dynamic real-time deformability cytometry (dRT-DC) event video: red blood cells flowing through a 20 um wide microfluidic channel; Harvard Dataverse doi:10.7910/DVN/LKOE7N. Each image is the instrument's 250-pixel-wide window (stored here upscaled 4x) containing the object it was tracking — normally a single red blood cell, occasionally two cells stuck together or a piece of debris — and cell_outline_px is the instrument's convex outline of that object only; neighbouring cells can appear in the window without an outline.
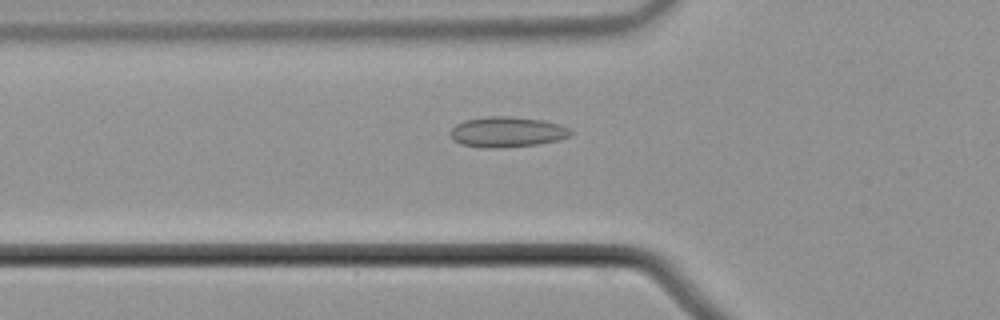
{"species": "common noctule bat (a hibernating species)", "species_latin": "Nyctalus noctula", "temperature_condition": "cold", "stored_images_in_passage": 47, "camera_frame_rate_fps": 3000, "um_per_image_px": 0.085, "animal": {"sex": "male", "body_mass_g": 21.5, "forearm_length_mm": 52.0}, "frame": {"image": 1, "passage_image": 11, "time_ms": 3.333, "image_size_px": [1000, 320], "cell_outline_px": [[572, 136], [556, 140], [536, 144], [500, 148], [488, 148], [460, 144], [452, 140], [448, 132], [456, 124], [464, 120], [488, 116], [512, 116], [544, 120], [568, 128], [572, 132]], "centroid_in_image_um": [43.04, 11.21], "position_along_channel_um": 82.8, "area_um2": 21.39}}
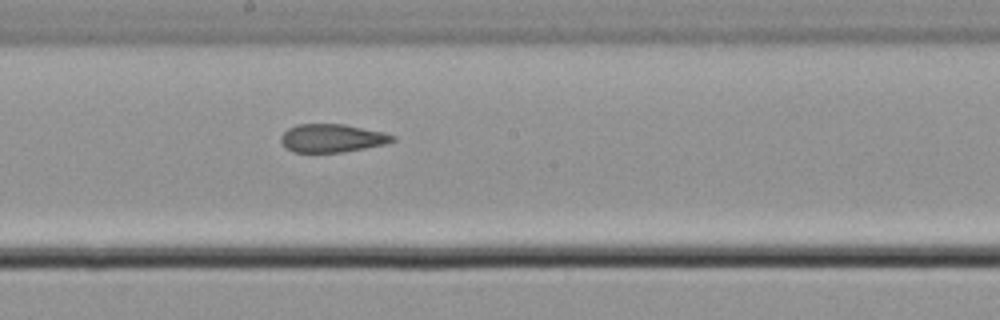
{"frame": {"image": 2, "passage_image": 22, "time_ms": 7.0, "image_size_px": [1000, 320], "cell_outline_px": [[396, 140], [384, 144], [344, 152], [292, 152], [280, 140], [280, 136], [288, 128], [296, 124], [344, 124], [384, 132], [396, 136]], "centroid_in_image_um": [28.23, 11.73], "position_along_channel_um": 220.0, "area_um2": 18.32}}
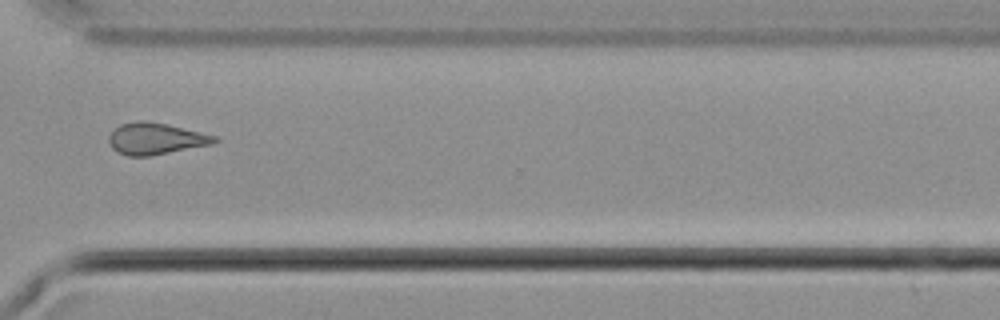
{"frame": {"image": 3, "passage_image": 33, "time_ms": 10.667, "image_size_px": [1000, 320], "cell_outline_px": [[220, 140], [212, 144], [152, 156], [128, 156], [116, 152], [112, 148], [108, 140], [108, 136], [120, 124], [136, 120], [148, 120], [168, 124], [216, 136]], "centroid_in_image_um": [13.21, 11.78], "position_along_channel_um": 357.4, "area_um2": 19.65}, "authors_computed_cell_mechanics": {"area_um2": 19.5364, "velocity_mm_per_s": 3.733, "shape_relaxation_time_tau1_ms": null, "shape_relaxation_time_tau2_ms": 4.2783, "deformation_change_tau1": null, "deformation_change_tau2": 0.1142}}